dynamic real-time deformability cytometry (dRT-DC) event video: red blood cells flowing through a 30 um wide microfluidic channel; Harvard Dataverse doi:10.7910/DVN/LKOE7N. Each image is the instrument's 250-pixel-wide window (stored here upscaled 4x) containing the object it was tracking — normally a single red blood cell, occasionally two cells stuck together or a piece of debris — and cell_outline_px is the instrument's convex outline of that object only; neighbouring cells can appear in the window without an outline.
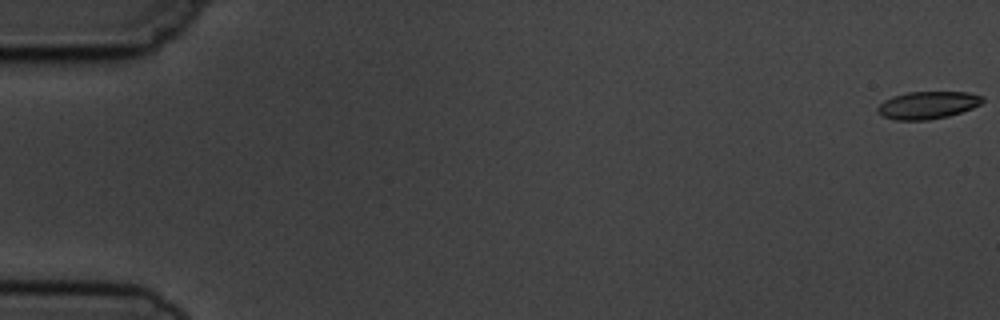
{"species": "common noctule bat (a hibernating species)", "species_latin": "Nyctalus noctula", "temperature_condition": "cold", "stored_images_in_passage": 3, "camera_frame_rate_fps": 3000, "um_per_image_px": 0.085, "animal": {"sex": "male", "body_mass_g": 19.5, "forearm_length_mm": 54.6}, "frame": {"image": 1, "passage_image": 1, "time_ms": 0.0, "image_size_px": [1000, 320], "cell_outline_px": [[984, 100], [980, 104], [972, 108], [948, 116], [928, 120], [896, 120], [884, 116], [876, 108], [884, 100], [892, 96], [908, 92], [968, 92], [984, 96]], "centroid_in_image_um": [78.87, 8.92], "position_along_channel_um": 6.1, "area_um2": 16.7}}